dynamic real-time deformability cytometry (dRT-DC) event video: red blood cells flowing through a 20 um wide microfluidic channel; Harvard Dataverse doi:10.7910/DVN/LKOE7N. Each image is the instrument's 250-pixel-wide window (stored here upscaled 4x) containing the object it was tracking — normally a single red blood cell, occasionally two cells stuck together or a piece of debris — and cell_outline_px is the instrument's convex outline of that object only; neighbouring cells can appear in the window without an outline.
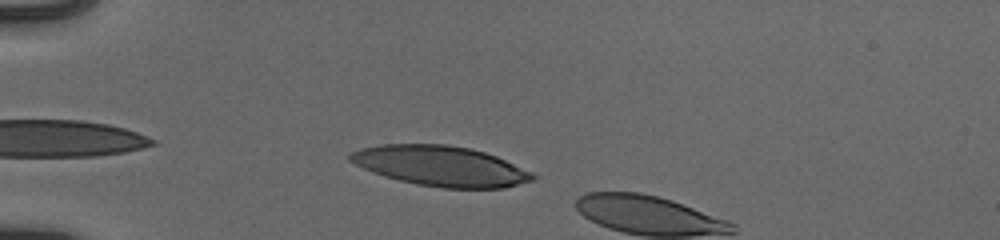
{"species": "human", "species_latin": "Homo sapiens", "temperature_condition": "cold", "stored_images_in_passage": 6, "camera_frame_rate_fps": 3000, "um_per_image_px": 0.085, "donor": {"sex": "male"}, "frame": {"image": 1, "passage_image": 4, "time_ms": 1.0, "image_size_px": [1000, 240], "cell_outline_px": [[536, 176], [532, 180], [504, 188], [444, 188], [416, 184], [384, 176], [372, 172], [348, 160], [348, 156], [352, 152], [360, 148], [380, 144], [448, 144], [472, 148], [496, 156], [532, 172]], "centroid_in_image_um": [37.44, 14.1], "position_along_channel_um": 47.6, "area_um2": 42.66}}